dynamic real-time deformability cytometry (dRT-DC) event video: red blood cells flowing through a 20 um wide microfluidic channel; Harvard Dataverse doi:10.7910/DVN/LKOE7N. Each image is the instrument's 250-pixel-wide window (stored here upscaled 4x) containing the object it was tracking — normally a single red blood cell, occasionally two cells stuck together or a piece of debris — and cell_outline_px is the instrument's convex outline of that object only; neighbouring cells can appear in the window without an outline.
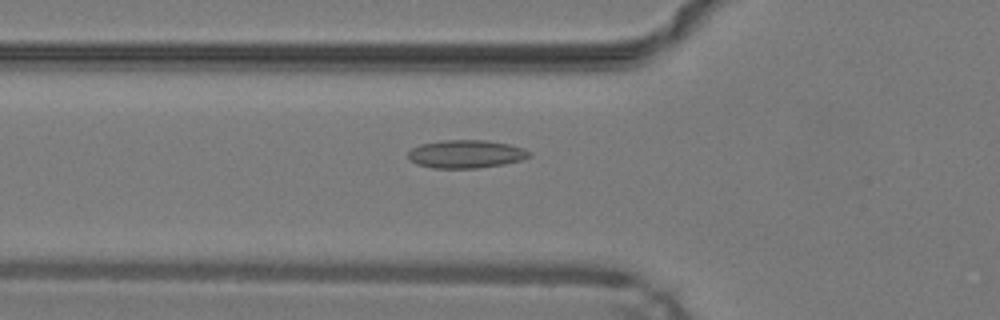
{"species": "common noctule bat (a hibernating species)", "species_latin": "Nyctalus noctula", "temperature_condition": "warm", "stored_images_in_passage": 49, "camera_frame_rate_fps": 3000, "um_per_image_px": 0.085, "animal": {"sex": "male", "body_mass_g": 19.2, "forearm_length_mm": 51.8}, "frame": {"image": 1, "passage_image": 18, "time_ms": 5.667, "image_size_px": [1000, 320], "cell_outline_px": [[532, 156], [520, 160], [504, 164], [476, 168], [432, 168], [416, 164], [408, 156], [408, 152], [412, 148], [420, 144], [444, 140], [484, 140], [508, 144], [524, 148], [532, 152]], "centroid_in_image_um": [39.62, 13.09], "position_along_channel_um": 86.2, "area_um2": 19.83}}
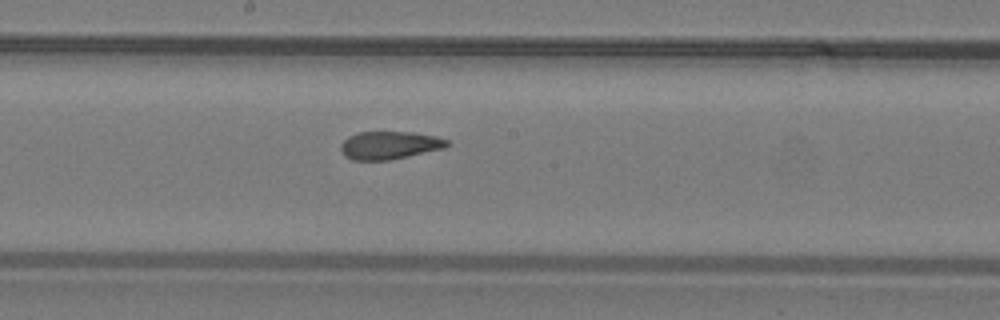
{"frame": {"image": 2, "passage_image": 27, "time_ms": 8.667, "image_size_px": [1000, 320], "cell_outline_px": [[448, 144], [444, 148], [408, 156], [388, 160], [352, 160], [344, 156], [340, 148], [340, 144], [348, 136], [356, 132], [412, 132], [436, 136], [448, 140]], "centroid_in_image_um": [33.06, 12.34], "position_along_channel_um": 215.1, "area_um2": 17.28}}
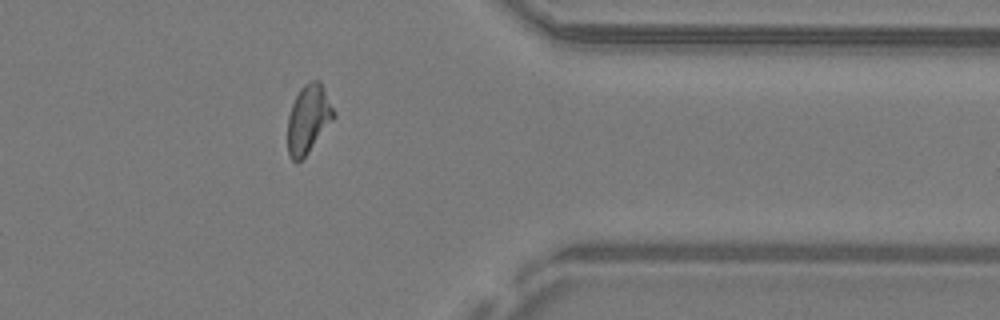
{"frame": {"image": 3, "passage_image": 40, "time_ms": 13.0, "image_size_px": [1000, 320], "cell_outline_px": [[336, 116], [308, 152], [296, 164], [288, 156], [288, 116], [292, 104], [300, 88], [304, 84], [312, 80], [320, 80], [336, 112]], "centroid_in_image_um": [26.21, 10.1], "position_along_channel_um": 385.2, "area_um2": 18.38}, "authors_computed_cell_mechanics": {"area_um2": 18.496, "velocity_mm_per_s": 4.2693, "shape_relaxation_time_tau1_ms": null, "shape_relaxation_time_tau2_ms": 1.7119, "deformation_change_tau1": null, "deformation_change_tau2": 0.0751}}